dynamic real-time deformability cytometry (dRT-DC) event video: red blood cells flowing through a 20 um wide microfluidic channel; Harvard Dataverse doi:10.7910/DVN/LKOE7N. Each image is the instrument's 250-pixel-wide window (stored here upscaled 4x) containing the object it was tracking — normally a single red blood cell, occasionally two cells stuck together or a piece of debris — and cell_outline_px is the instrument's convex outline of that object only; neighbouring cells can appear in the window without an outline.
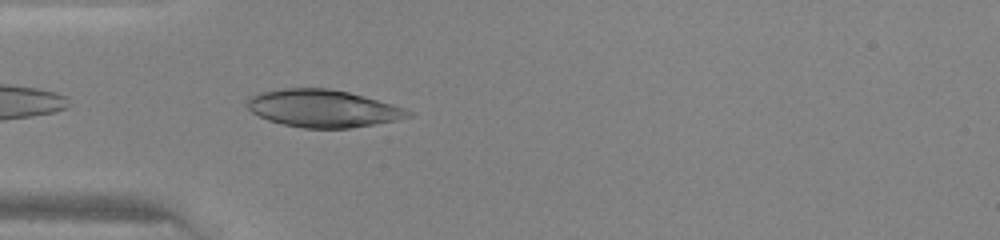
{"species": "human", "species_latin": "Homo sapiens", "temperature_condition": "warm", "stored_images_in_passage": 20, "camera_frame_rate_fps": 3000, "um_per_image_px": 0.085, "donor": {"sex": "female"}, "frame": {"image": 1, "passage_image": 2, "time_ms": 0.333, "image_size_px": [1000, 240], "cell_outline_px": [[412, 116], [396, 120], [348, 128], [304, 128], [284, 124], [268, 120], [252, 112], [248, 108], [248, 100], [252, 96], [260, 92], [284, 88], [328, 88], [348, 92], [364, 96], [392, 104], [404, 108], [412, 112]], "centroid_in_image_um": [27.45, 9.21], "position_along_channel_um": 57.5, "area_um2": 34.74}}
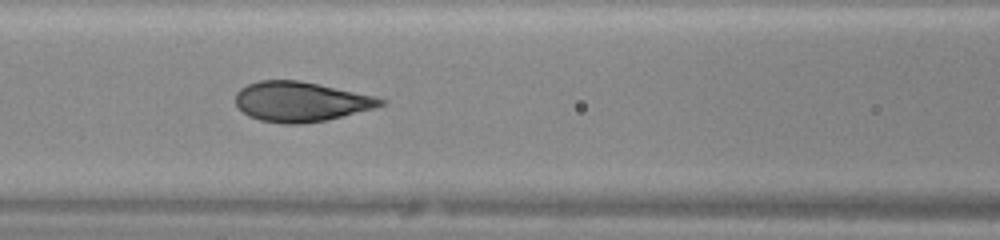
{"frame": {"image": 2, "passage_image": 8, "time_ms": 2.333, "image_size_px": [1000, 240], "cell_outline_px": [[388, 100], [384, 104], [372, 108], [324, 120], [300, 124], [284, 124], [260, 120], [248, 116], [236, 104], [236, 92], [240, 88], [248, 84], [260, 80], [300, 80], [372, 96]], "centroid_in_image_um": [25.5, 8.63], "position_along_channel_um": 141.1, "area_um2": 33.18}}
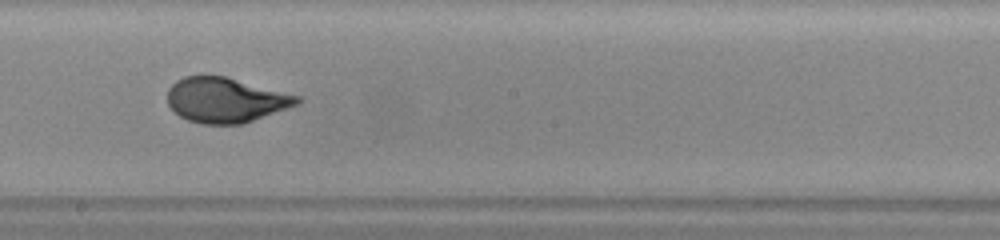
{"frame": {"image": 3, "passage_image": 14, "time_ms": 4.333, "image_size_px": [1000, 240], "cell_outline_px": [[300, 104], [244, 124], [204, 124], [188, 120], [180, 116], [168, 104], [168, 88], [176, 80], [184, 76], [224, 76], [300, 96]], "centroid_in_image_um": [19.19, 8.51], "position_along_channel_um": 229.0, "area_um2": 33.87}}